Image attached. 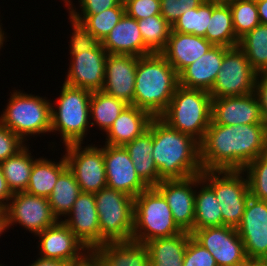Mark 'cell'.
<instances>
[{
  "label": "cell",
  "instance_id": "6da1fadb",
  "mask_svg": "<svg viewBox=\"0 0 267 266\" xmlns=\"http://www.w3.org/2000/svg\"><path fill=\"white\" fill-rule=\"evenodd\" d=\"M199 144L202 170H243L267 152V126L221 125L211 121Z\"/></svg>",
  "mask_w": 267,
  "mask_h": 266
},
{
  "label": "cell",
  "instance_id": "7a4b0ae2",
  "mask_svg": "<svg viewBox=\"0 0 267 266\" xmlns=\"http://www.w3.org/2000/svg\"><path fill=\"white\" fill-rule=\"evenodd\" d=\"M152 157L161 180L185 179L202 173L200 144L192 136L153 118Z\"/></svg>",
  "mask_w": 267,
  "mask_h": 266
},
{
  "label": "cell",
  "instance_id": "3957f363",
  "mask_svg": "<svg viewBox=\"0 0 267 266\" xmlns=\"http://www.w3.org/2000/svg\"><path fill=\"white\" fill-rule=\"evenodd\" d=\"M179 86V76L161 53L138 57L134 106L159 117Z\"/></svg>",
  "mask_w": 267,
  "mask_h": 266
},
{
  "label": "cell",
  "instance_id": "277c9868",
  "mask_svg": "<svg viewBox=\"0 0 267 266\" xmlns=\"http://www.w3.org/2000/svg\"><path fill=\"white\" fill-rule=\"evenodd\" d=\"M212 98L208 91L178 86L159 116L171 128L192 136L199 143L211 123Z\"/></svg>",
  "mask_w": 267,
  "mask_h": 266
},
{
  "label": "cell",
  "instance_id": "5b68a950",
  "mask_svg": "<svg viewBox=\"0 0 267 266\" xmlns=\"http://www.w3.org/2000/svg\"><path fill=\"white\" fill-rule=\"evenodd\" d=\"M56 109L51 104V132H59L62 143H82L90 130V99L92 92L63 83Z\"/></svg>",
  "mask_w": 267,
  "mask_h": 266
},
{
  "label": "cell",
  "instance_id": "8992f818",
  "mask_svg": "<svg viewBox=\"0 0 267 266\" xmlns=\"http://www.w3.org/2000/svg\"><path fill=\"white\" fill-rule=\"evenodd\" d=\"M181 232L166 199L156 187H148L134 198L133 241L145 244Z\"/></svg>",
  "mask_w": 267,
  "mask_h": 266
},
{
  "label": "cell",
  "instance_id": "52a82bcc",
  "mask_svg": "<svg viewBox=\"0 0 267 266\" xmlns=\"http://www.w3.org/2000/svg\"><path fill=\"white\" fill-rule=\"evenodd\" d=\"M14 91L0 116V122L24 142L32 135L51 133L52 101L20 90Z\"/></svg>",
  "mask_w": 267,
  "mask_h": 266
},
{
  "label": "cell",
  "instance_id": "ba28073f",
  "mask_svg": "<svg viewBox=\"0 0 267 266\" xmlns=\"http://www.w3.org/2000/svg\"><path fill=\"white\" fill-rule=\"evenodd\" d=\"M94 196L100 226V245L106 242L132 241L134 198L108 187Z\"/></svg>",
  "mask_w": 267,
  "mask_h": 266
},
{
  "label": "cell",
  "instance_id": "9c48e42d",
  "mask_svg": "<svg viewBox=\"0 0 267 266\" xmlns=\"http://www.w3.org/2000/svg\"><path fill=\"white\" fill-rule=\"evenodd\" d=\"M201 179L216 195L222 213V226L236 228L242 221L250 197L246 173L243 170H203Z\"/></svg>",
  "mask_w": 267,
  "mask_h": 266
},
{
  "label": "cell",
  "instance_id": "30bf717a",
  "mask_svg": "<svg viewBox=\"0 0 267 266\" xmlns=\"http://www.w3.org/2000/svg\"><path fill=\"white\" fill-rule=\"evenodd\" d=\"M258 73L251 67L245 53L230 47L224 53L221 69L209 92L212 99L241 96L255 92Z\"/></svg>",
  "mask_w": 267,
  "mask_h": 266
},
{
  "label": "cell",
  "instance_id": "8fae6325",
  "mask_svg": "<svg viewBox=\"0 0 267 266\" xmlns=\"http://www.w3.org/2000/svg\"><path fill=\"white\" fill-rule=\"evenodd\" d=\"M65 147L67 167L74 175L81 192L95 194L107 187L102 147H96L95 144L82 146V143H72Z\"/></svg>",
  "mask_w": 267,
  "mask_h": 266
},
{
  "label": "cell",
  "instance_id": "7c38bea8",
  "mask_svg": "<svg viewBox=\"0 0 267 266\" xmlns=\"http://www.w3.org/2000/svg\"><path fill=\"white\" fill-rule=\"evenodd\" d=\"M5 212L8 228L17 223L35 236L59 221L47 198L25 191L13 193Z\"/></svg>",
  "mask_w": 267,
  "mask_h": 266
},
{
  "label": "cell",
  "instance_id": "4fadbf2b",
  "mask_svg": "<svg viewBox=\"0 0 267 266\" xmlns=\"http://www.w3.org/2000/svg\"><path fill=\"white\" fill-rule=\"evenodd\" d=\"M192 237L212 254L218 266H236L247 260L244 244L235 227L223 225L197 229Z\"/></svg>",
  "mask_w": 267,
  "mask_h": 266
},
{
  "label": "cell",
  "instance_id": "5bb4252c",
  "mask_svg": "<svg viewBox=\"0 0 267 266\" xmlns=\"http://www.w3.org/2000/svg\"><path fill=\"white\" fill-rule=\"evenodd\" d=\"M247 259L267 262V201L249 197L241 223L236 227Z\"/></svg>",
  "mask_w": 267,
  "mask_h": 266
},
{
  "label": "cell",
  "instance_id": "9a60e30c",
  "mask_svg": "<svg viewBox=\"0 0 267 266\" xmlns=\"http://www.w3.org/2000/svg\"><path fill=\"white\" fill-rule=\"evenodd\" d=\"M166 199L177 226L191 234L194 232L195 190L199 175L185 179L162 180L155 186Z\"/></svg>",
  "mask_w": 267,
  "mask_h": 266
},
{
  "label": "cell",
  "instance_id": "2e32d148",
  "mask_svg": "<svg viewBox=\"0 0 267 266\" xmlns=\"http://www.w3.org/2000/svg\"><path fill=\"white\" fill-rule=\"evenodd\" d=\"M107 55L102 44L78 54H70L71 63L64 83L90 92L101 91L104 86Z\"/></svg>",
  "mask_w": 267,
  "mask_h": 266
},
{
  "label": "cell",
  "instance_id": "e0dca14e",
  "mask_svg": "<svg viewBox=\"0 0 267 266\" xmlns=\"http://www.w3.org/2000/svg\"><path fill=\"white\" fill-rule=\"evenodd\" d=\"M102 150L108 188L122 191L133 198L148 188L137 175L124 146L105 144Z\"/></svg>",
  "mask_w": 267,
  "mask_h": 266
},
{
  "label": "cell",
  "instance_id": "ac0fdd59",
  "mask_svg": "<svg viewBox=\"0 0 267 266\" xmlns=\"http://www.w3.org/2000/svg\"><path fill=\"white\" fill-rule=\"evenodd\" d=\"M36 237L40 240L39 255L44 259L78 263L90 253L62 220L46 228Z\"/></svg>",
  "mask_w": 267,
  "mask_h": 266
},
{
  "label": "cell",
  "instance_id": "d6986e66",
  "mask_svg": "<svg viewBox=\"0 0 267 266\" xmlns=\"http://www.w3.org/2000/svg\"><path fill=\"white\" fill-rule=\"evenodd\" d=\"M211 121L221 125L264 123L256 92L212 99Z\"/></svg>",
  "mask_w": 267,
  "mask_h": 266
},
{
  "label": "cell",
  "instance_id": "ffe728a7",
  "mask_svg": "<svg viewBox=\"0 0 267 266\" xmlns=\"http://www.w3.org/2000/svg\"><path fill=\"white\" fill-rule=\"evenodd\" d=\"M137 62L138 56L108 54L102 91L134 105Z\"/></svg>",
  "mask_w": 267,
  "mask_h": 266
},
{
  "label": "cell",
  "instance_id": "44dd1931",
  "mask_svg": "<svg viewBox=\"0 0 267 266\" xmlns=\"http://www.w3.org/2000/svg\"><path fill=\"white\" fill-rule=\"evenodd\" d=\"M67 216V219L61 220L90 252L100 246V226L94 193L82 192Z\"/></svg>",
  "mask_w": 267,
  "mask_h": 266
},
{
  "label": "cell",
  "instance_id": "7402d4cb",
  "mask_svg": "<svg viewBox=\"0 0 267 266\" xmlns=\"http://www.w3.org/2000/svg\"><path fill=\"white\" fill-rule=\"evenodd\" d=\"M225 46L214 45L210 50L184 68L179 74V85L188 89L210 92L221 69Z\"/></svg>",
  "mask_w": 267,
  "mask_h": 266
},
{
  "label": "cell",
  "instance_id": "603a6c76",
  "mask_svg": "<svg viewBox=\"0 0 267 266\" xmlns=\"http://www.w3.org/2000/svg\"><path fill=\"white\" fill-rule=\"evenodd\" d=\"M108 54L144 56L152 52L145 46L138 22L126 13L101 42Z\"/></svg>",
  "mask_w": 267,
  "mask_h": 266
},
{
  "label": "cell",
  "instance_id": "cb8c5ba5",
  "mask_svg": "<svg viewBox=\"0 0 267 266\" xmlns=\"http://www.w3.org/2000/svg\"><path fill=\"white\" fill-rule=\"evenodd\" d=\"M213 46L204 37L171 31L166 47L161 54L179 74Z\"/></svg>",
  "mask_w": 267,
  "mask_h": 266
},
{
  "label": "cell",
  "instance_id": "d4e9b609",
  "mask_svg": "<svg viewBox=\"0 0 267 266\" xmlns=\"http://www.w3.org/2000/svg\"><path fill=\"white\" fill-rule=\"evenodd\" d=\"M91 253L101 266H150L146 245L133 240L106 242Z\"/></svg>",
  "mask_w": 267,
  "mask_h": 266
},
{
  "label": "cell",
  "instance_id": "484cf974",
  "mask_svg": "<svg viewBox=\"0 0 267 266\" xmlns=\"http://www.w3.org/2000/svg\"><path fill=\"white\" fill-rule=\"evenodd\" d=\"M154 117L134 105H128L105 133L107 145L124 146L148 130Z\"/></svg>",
  "mask_w": 267,
  "mask_h": 266
},
{
  "label": "cell",
  "instance_id": "4316f807",
  "mask_svg": "<svg viewBox=\"0 0 267 266\" xmlns=\"http://www.w3.org/2000/svg\"><path fill=\"white\" fill-rule=\"evenodd\" d=\"M124 147L130 155L137 175L148 187H155L162 181L152 157L153 119L147 131L136 137L132 142L125 144Z\"/></svg>",
  "mask_w": 267,
  "mask_h": 266
},
{
  "label": "cell",
  "instance_id": "83f0119b",
  "mask_svg": "<svg viewBox=\"0 0 267 266\" xmlns=\"http://www.w3.org/2000/svg\"><path fill=\"white\" fill-rule=\"evenodd\" d=\"M190 232L181 233L164 238H157L145 243L149 253L150 266H183Z\"/></svg>",
  "mask_w": 267,
  "mask_h": 266
},
{
  "label": "cell",
  "instance_id": "f1b7e54d",
  "mask_svg": "<svg viewBox=\"0 0 267 266\" xmlns=\"http://www.w3.org/2000/svg\"><path fill=\"white\" fill-rule=\"evenodd\" d=\"M62 157L58 163L43 156L38 158L33 164L25 192L48 199L59 175L67 168L64 155Z\"/></svg>",
  "mask_w": 267,
  "mask_h": 266
},
{
  "label": "cell",
  "instance_id": "f546056e",
  "mask_svg": "<svg viewBox=\"0 0 267 266\" xmlns=\"http://www.w3.org/2000/svg\"><path fill=\"white\" fill-rule=\"evenodd\" d=\"M213 45L235 47L239 39L233 27L232 13L227 3L212 1V15L205 37Z\"/></svg>",
  "mask_w": 267,
  "mask_h": 266
},
{
  "label": "cell",
  "instance_id": "4dcf8cb0",
  "mask_svg": "<svg viewBox=\"0 0 267 266\" xmlns=\"http://www.w3.org/2000/svg\"><path fill=\"white\" fill-rule=\"evenodd\" d=\"M30 152L29 146L26 145L16 155L0 163L3 175L12 193L26 191L33 164L38 159H34Z\"/></svg>",
  "mask_w": 267,
  "mask_h": 266
},
{
  "label": "cell",
  "instance_id": "1f68e13d",
  "mask_svg": "<svg viewBox=\"0 0 267 266\" xmlns=\"http://www.w3.org/2000/svg\"><path fill=\"white\" fill-rule=\"evenodd\" d=\"M200 190H195L194 231L206 227L222 226V213L214 191L201 179ZM198 191V192H197Z\"/></svg>",
  "mask_w": 267,
  "mask_h": 266
},
{
  "label": "cell",
  "instance_id": "d6a6232c",
  "mask_svg": "<svg viewBox=\"0 0 267 266\" xmlns=\"http://www.w3.org/2000/svg\"><path fill=\"white\" fill-rule=\"evenodd\" d=\"M128 105L125 101L110 96L102 90L92 92L89 111L90 120L92 119L90 126L97 125L101 131L106 133Z\"/></svg>",
  "mask_w": 267,
  "mask_h": 266
},
{
  "label": "cell",
  "instance_id": "836d02e7",
  "mask_svg": "<svg viewBox=\"0 0 267 266\" xmlns=\"http://www.w3.org/2000/svg\"><path fill=\"white\" fill-rule=\"evenodd\" d=\"M81 193L79 184L67 167L59 175L53 191L48 198L52 212L58 220L61 216L67 217V214L71 211L74 202Z\"/></svg>",
  "mask_w": 267,
  "mask_h": 266
},
{
  "label": "cell",
  "instance_id": "e575fe53",
  "mask_svg": "<svg viewBox=\"0 0 267 266\" xmlns=\"http://www.w3.org/2000/svg\"><path fill=\"white\" fill-rule=\"evenodd\" d=\"M238 47L245 53L251 67L267 73V25L260 24L239 39Z\"/></svg>",
  "mask_w": 267,
  "mask_h": 266
},
{
  "label": "cell",
  "instance_id": "d590c367",
  "mask_svg": "<svg viewBox=\"0 0 267 266\" xmlns=\"http://www.w3.org/2000/svg\"><path fill=\"white\" fill-rule=\"evenodd\" d=\"M125 14L123 0L113 8H108L99 14H69L80 21L99 41L110 33L112 28Z\"/></svg>",
  "mask_w": 267,
  "mask_h": 266
},
{
  "label": "cell",
  "instance_id": "8d00e7d4",
  "mask_svg": "<svg viewBox=\"0 0 267 266\" xmlns=\"http://www.w3.org/2000/svg\"><path fill=\"white\" fill-rule=\"evenodd\" d=\"M143 42L152 53H161L167 44L172 26L161 16L137 20Z\"/></svg>",
  "mask_w": 267,
  "mask_h": 266
},
{
  "label": "cell",
  "instance_id": "74e56055",
  "mask_svg": "<svg viewBox=\"0 0 267 266\" xmlns=\"http://www.w3.org/2000/svg\"><path fill=\"white\" fill-rule=\"evenodd\" d=\"M211 15L212 1L204 0L198 7L186 10L174 23L171 31L205 37Z\"/></svg>",
  "mask_w": 267,
  "mask_h": 266
},
{
  "label": "cell",
  "instance_id": "f35d334b",
  "mask_svg": "<svg viewBox=\"0 0 267 266\" xmlns=\"http://www.w3.org/2000/svg\"><path fill=\"white\" fill-rule=\"evenodd\" d=\"M226 3L230 6L233 27L238 39L261 24L255 0H231Z\"/></svg>",
  "mask_w": 267,
  "mask_h": 266
},
{
  "label": "cell",
  "instance_id": "ab89813d",
  "mask_svg": "<svg viewBox=\"0 0 267 266\" xmlns=\"http://www.w3.org/2000/svg\"><path fill=\"white\" fill-rule=\"evenodd\" d=\"M243 171L247 174L250 196L267 201V152L259 155Z\"/></svg>",
  "mask_w": 267,
  "mask_h": 266
},
{
  "label": "cell",
  "instance_id": "60d3db41",
  "mask_svg": "<svg viewBox=\"0 0 267 266\" xmlns=\"http://www.w3.org/2000/svg\"><path fill=\"white\" fill-rule=\"evenodd\" d=\"M69 19L73 27L70 39V54H78L84 50L97 48L101 45L99 41L80 21L69 15Z\"/></svg>",
  "mask_w": 267,
  "mask_h": 266
},
{
  "label": "cell",
  "instance_id": "b9f144b4",
  "mask_svg": "<svg viewBox=\"0 0 267 266\" xmlns=\"http://www.w3.org/2000/svg\"><path fill=\"white\" fill-rule=\"evenodd\" d=\"M183 266H218L212 254L192 236L188 240Z\"/></svg>",
  "mask_w": 267,
  "mask_h": 266
},
{
  "label": "cell",
  "instance_id": "7bdbcfd3",
  "mask_svg": "<svg viewBox=\"0 0 267 266\" xmlns=\"http://www.w3.org/2000/svg\"><path fill=\"white\" fill-rule=\"evenodd\" d=\"M204 0H160L161 16L171 25L190 8L198 7Z\"/></svg>",
  "mask_w": 267,
  "mask_h": 266
},
{
  "label": "cell",
  "instance_id": "ee69618b",
  "mask_svg": "<svg viewBox=\"0 0 267 266\" xmlns=\"http://www.w3.org/2000/svg\"><path fill=\"white\" fill-rule=\"evenodd\" d=\"M125 13L136 20L160 15V0H123Z\"/></svg>",
  "mask_w": 267,
  "mask_h": 266
},
{
  "label": "cell",
  "instance_id": "f6af8a7d",
  "mask_svg": "<svg viewBox=\"0 0 267 266\" xmlns=\"http://www.w3.org/2000/svg\"><path fill=\"white\" fill-rule=\"evenodd\" d=\"M25 146L19 136L0 122V163L16 155Z\"/></svg>",
  "mask_w": 267,
  "mask_h": 266
},
{
  "label": "cell",
  "instance_id": "bcb514c9",
  "mask_svg": "<svg viewBox=\"0 0 267 266\" xmlns=\"http://www.w3.org/2000/svg\"><path fill=\"white\" fill-rule=\"evenodd\" d=\"M80 11H77L72 2L67 5L69 14H99L102 11L116 7L122 0H78ZM74 6V7H72ZM75 8V9H74ZM77 11V12H76Z\"/></svg>",
  "mask_w": 267,
  "mask_h": 266
},
{
  "label": "cell",
  "instance_id": "7dc6e473",
  "mask_svg": "<svg viewBox=\"0 0 267 266\" xmlns=\"http://www.w3.org/2000/svg\"><path fill=\"white\" fill-rule=\"evenodd\" d=\"M255 92L260 101L264 123L267 126V73L258 74Z\"/></svg>",
  "mask_w": 267,
  "mask_h": 266
},
{
  "label": "cell",
  "instance_id": "c3c4849f",
  "mask_svg": "<svg viewBox=\"0 0 267 266\" xmlns=\"http://www.w3.org/2000/svg\"><path fill=\"white\" fill-rule=\"evenodd\" d=\"M13 196L7 181L3 175L2 167L0 166V210H5L9 200Z\"/></svg>",
  "mask_w": 267,
  "mask_h": 266
},
{
  "label": "cell",
  "instance_id": "681fc988",
  "mask_svg": "<svg viewBox=\"0 0 267 266\" xmlns=\"http://www.w3.org/2000/svg\"><path fill=\"white\" fill-rule=\"evenodd\" d=\"M73 263L56 260V259H44L38 257L35 262L29 264L28 266H72Z\"/></svg>",
  "mask_w": 267,
  "mask_h": 266
},
{
  "label": "cell",
  "instance_id": "f907efd6",
  "mask_svg": "<svg viewBox=\"0 0 267 266\" xmlns=\"http://www.w3.org/2000/svg\"><path fill=\"white\" fill-rule=\"evenodd\" d=\"M261 24L267 25V0H255Z\"/></svg>",
  "mask_w": 267,
  "mask_h": 266
},
{
  "label": "cell",
  "instance_id": "816d5d0a",
  "mask_svg": "<svg viewBox=\"0 0 267 266\" xmlns=\"http://www.w3.org/2000/svg\"><path fill=\"white\" fill-rule=\"evenodd\" d=\"M72 266H101L99 261L90 252L82 261L73 263Z\"/></svg>",
  "mask_w": 267,
  "mask_h": 266
},
{
  "label": "cell",
  "instance_id": "f5cc1de1",
  "mask_svg": "<svg viewBox=\"0 0 267 266\" xmlns=\"http://www.w3.org/2000/svg\"><path fill=\"white\" fill-rule=\"evenodd\" d=\"M6 229H8L6 212L5 210H0V236Z\"/></svg>",
  "mask_w": 267,
  "mask_h": 266
},
{
  "label": "cell",
  "instance_id": "db71d44e",
  "mask_svg": "<svg viewBox=\"0 0 267 266\" xmlns=\"http://www.w3.org/2000/svg\"><path fill=\"white\" fill-rule=\"evenodd\" d=\"M236 266H267V262L261 260L247 259L244 263Z\"/></svg>",
  "mask_w": 267,
  "mask_h": 266
},
{
  "label": "cell",
  "instance_id": "11a10c76",
  "mask_svg": "<svg viewBox=\"0 0 267 266\" xmlns=\"http://www.w3.org/2000/svg\"><path fill=\"white\" fill-rule=\"evenodd\" d=\"M0 21H1V19H0ZM1 24V23H0ZM3 26H2V24L0 25V49H1V47H3V44H4V41H5V39H6V37L4 36V31L2 30L3 28H2Z\"/></svg>",
  "mask_w": 267,
  "mask_h": 266
},
{
  "label": "cell",
  "instance_id": "9f6ffc18",
  "mask_svg": "<svg viewBox=\"0 0 267 266\" xmlns=\"http://www.w3.org/2000/svg\"><path fill=\"white\" fill-rule=\"evenodd\" d=\"M208 1H215V2H223V3H226V2L231 1V0H208Z\"/></svg>",
  "mask_w": 267,
  "mask_h": 266
},
{
  "label": "cell",
  "instance_id": "6f0895ef",
  "mask_svg": "<svg viewBox=\"0 0 267 266\" xmlns=\"http://www.w3.org/2000/svg\"><path fill=\"white\" fill-rule=\"evenodd\" d=\"M62 1H64V3H66V4H64V5H69L70 3H71V0H62Z\"/></svg>",
  "mask_w": 267,
  "mask_h": 266
}]
</instances>
